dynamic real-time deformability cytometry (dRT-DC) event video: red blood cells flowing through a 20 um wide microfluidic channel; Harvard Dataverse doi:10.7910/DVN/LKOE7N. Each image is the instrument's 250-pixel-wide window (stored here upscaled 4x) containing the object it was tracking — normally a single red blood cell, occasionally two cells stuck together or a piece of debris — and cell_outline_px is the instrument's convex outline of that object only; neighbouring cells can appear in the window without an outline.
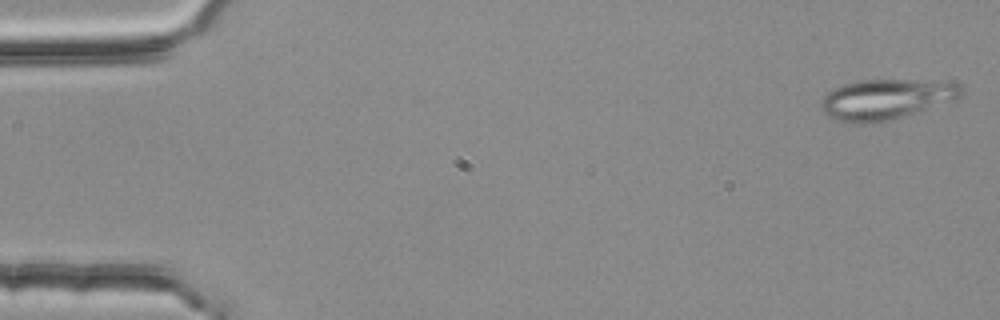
{"species": "common noctule bat (a hibernating species)", "species_latin": "Nyctalus noctula", "temperature_condition": "room temperature", "stored_images_in_passage": 3, "camera_frame_rate_fps": 3000, "um_per_image_px": 0.085, "animal": {"sex": "female", "body_mass_g": 25.1}, "frame": {"image": 1, "passage_image": 1, "time_ms": 0.0, "image_size_px": [1000, 320], "cell_outline_px": [[960, 96], [956, 100], [900, 116], [884, 120], [860, 124], [836, 120], [828, 116], [820, 108], [820, 104], [824, 96], [832, 88], [844, 84], [860, 80], [944, 80], [960, 84]], "centroid_in_image_um": [75.29, 8.41], "position_along_channel_um": 9.7, "area_um2": 32.6}}